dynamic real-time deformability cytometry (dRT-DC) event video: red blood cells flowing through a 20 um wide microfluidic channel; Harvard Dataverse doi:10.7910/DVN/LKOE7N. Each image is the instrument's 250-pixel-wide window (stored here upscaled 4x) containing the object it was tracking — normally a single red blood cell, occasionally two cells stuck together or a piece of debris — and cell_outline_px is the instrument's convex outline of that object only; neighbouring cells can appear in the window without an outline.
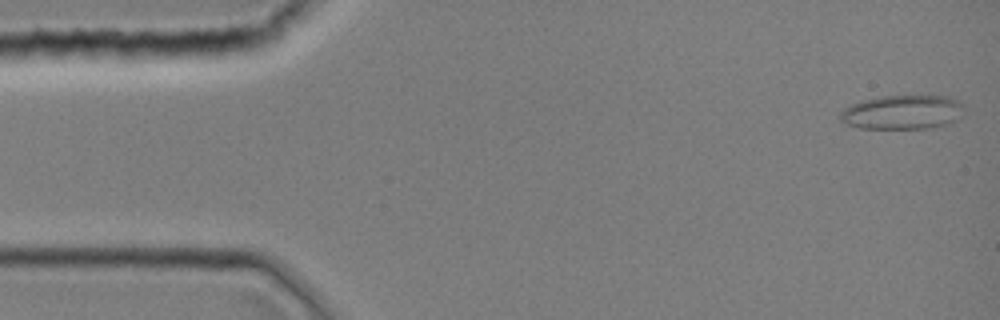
{"species": "common noctule bat (a hibernating species)", "species_latin": "Nyctalus noctula", "temperature_condition": "room temperature", "stored_images_in_passage": 43, "camera_frame_rate_fps": 3000, "um_per_image_px": 0.085, "animal": {"sex": "female", "body_mass_g": 19.0, "forearm_length_mm": 51.5}, "frame": {"image": 1, "passage_image": 1, "time_ms": 0.0, "image_size_px": [1000, 320], "cell_outline_px": [[964, 104], [960, 116], [948, 124], [928, 128], [860, 128], [848, 124], [840, 120], [840, 112], [844, 108], [860, 100], [880, 96], [948, 96]], "centroid_in_image_um": [76.69, 9.53], "position_along_channel_um": 8.3, "area_um2": 24.57}}
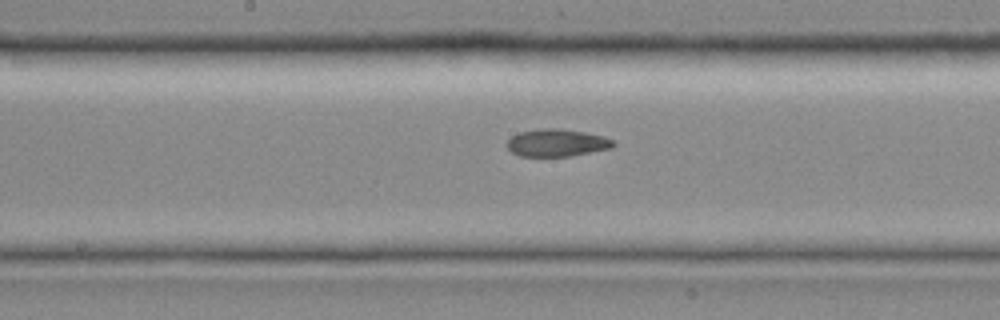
{"frame": {"image": 2, "passage_image": 22, "time_ms": 7.0, "image_size_px": [1000, 320], "cell_outline_px": [[616, 144], [612, 148], [572, 156], [520, 156], [512, 152], [504, 144], [512, 136], [520, 132], [540, 128], [556, 128], [584, 132], [604, 136], [612, 140]], "centroid_in_image_um": [47.32, 12.14], "position_along_channel_um": 200.9, "area_um2": 17.05}}
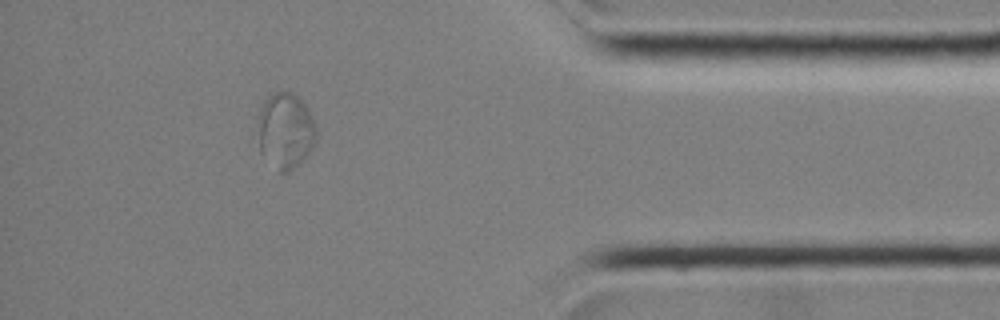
{"frame": {"image": 3, "passage_image": 38, "time_ms": 12.333, "image_size_px": [1000, 320], "cell_outline_px": [[316, 144], [300, 164], [288, 172], [276, 172], [260, 152], [260, 108], [264, 100], [268, 96], [276, 92], [292, 92], [304, 104], [316, 128]], "centroid_in_image_um": [24.28, 11.16], "position_along_channel_um": 410.9, "area_um2": 25.55}}